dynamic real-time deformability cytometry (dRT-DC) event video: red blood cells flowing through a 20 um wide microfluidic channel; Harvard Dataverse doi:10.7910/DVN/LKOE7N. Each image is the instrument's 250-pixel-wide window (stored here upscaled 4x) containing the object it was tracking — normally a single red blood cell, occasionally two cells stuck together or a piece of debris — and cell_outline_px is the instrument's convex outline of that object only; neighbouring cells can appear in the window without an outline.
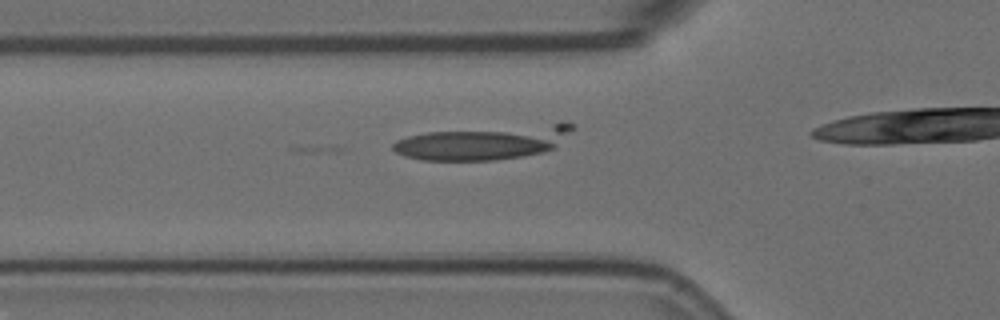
{"species": "Egyptian fruit bat (a non-hibernating species)", "species_latin": "Rousettus aegyptiacus", "temperature_condition": "room temperature", "stored_images_in_passage": 15, "camera_frame_rate_fps": 3000, "um_per_image_px": 0.085, "animal": {"sex": "female"}, "frame": {"image": 1, "passage_image": 2, "time_ms": 0.333, "image_size_px": [1000, 320], "cell_outline_px": [[576, 128], [556, 148], [544, 152], [496, 160], [420, 160], [404, 156], [396, 152], [392, 148], [392, 144], [396, 140], [408, 136], [428, 132], [568, 120]], "centroid_in_image_um": [41.24, 12.07], "position_along_channel_um": 84.6, "area_um2": 36.36}}
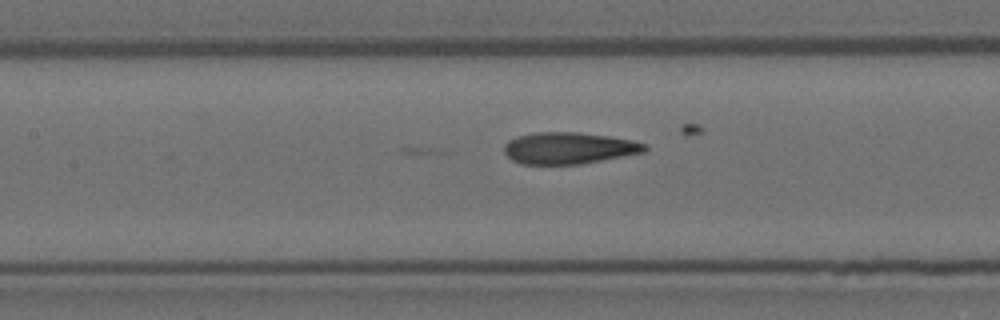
{"frame": {"image": 2, "passage_image": 8, "time_ms": 2.333, "image_size_px": [1000, 320], "cell_outline_px": [[648, 148], [644, 152], [580, 164], [520, 164], [512, 160], [504, 152], [504, 144], [508, 140], [516, 136], [536, 132], [576, 132], [608, 136], [632, 140], [648, 144]], "centroid_in_image_um": [48.33, 12.58], "position_along_channel_um": 159.1, "area_um2": 25.95}}
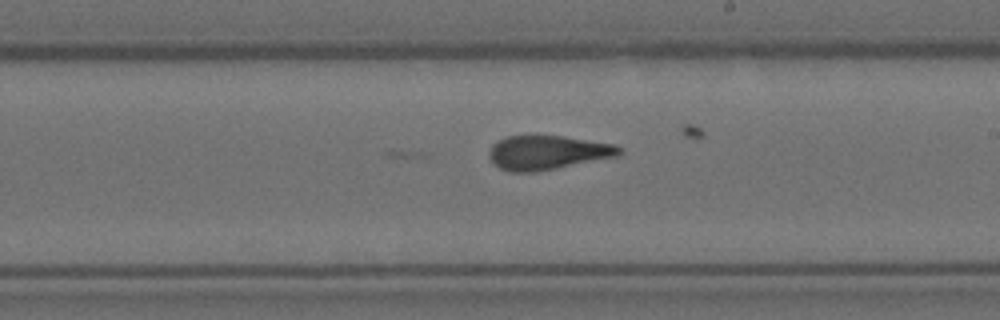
{"frame": {"image": 3, "passage_image": 15, "time_ms": 4.667, "image_size_px": [1000, 320], "cell_outline_px": [[624, 152], [620, 156], [536, 172], [512, 172], [500, 168], [488, 156], [488, 152], [492, 144], [508, 136], [564, 136], [616, 144]], "centroid_in_image_um": [46.59, 12.97], "position_along_channel_um": 242.4, "area_um2": 25.95}}